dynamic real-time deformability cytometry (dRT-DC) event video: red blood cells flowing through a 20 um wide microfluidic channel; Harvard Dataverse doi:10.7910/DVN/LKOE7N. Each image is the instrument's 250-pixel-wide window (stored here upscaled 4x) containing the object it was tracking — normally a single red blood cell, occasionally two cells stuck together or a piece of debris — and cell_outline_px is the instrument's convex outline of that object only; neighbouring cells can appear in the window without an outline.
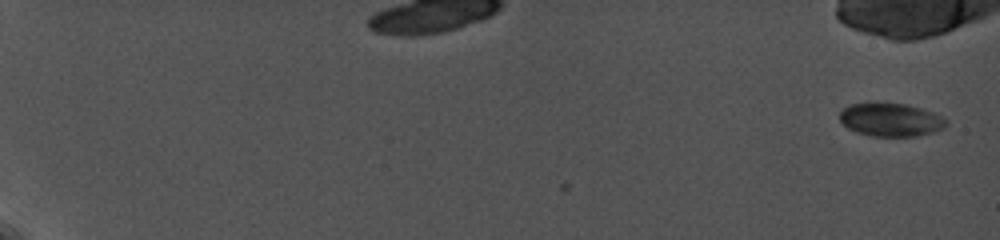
{"species": "common noctule bat (a hibernating species)", "species_latin": "Nyctalus noctula", "temperature_condition": "cold", "stored_images_in_passage": 4, "camera_frame_rate_fps": 5000, "um_per_image_px": 0.085, "animal": {"sex": "female", "body_mass_g": 19.0, "forearm_length_mm": 56.7}, "frame": {"image": 1, "passage_image": 4, "time_ms": 0.6, "image_size_px": [1000, 240], "cell_outline_px": [[948, 124], [944, 128], [932, 132], [916, 136], [872, 136], [856, 132], [848, 128], [840, 120], [840, 112], [844, 108], [852, 104], [876, 100], [904, 104], [920, 108], [932, 112], [948, 120]], "centroid_in_image_um": [75.69, 10.15], "position_along_channel_um": 9.3, "area_um2": 20.98}}